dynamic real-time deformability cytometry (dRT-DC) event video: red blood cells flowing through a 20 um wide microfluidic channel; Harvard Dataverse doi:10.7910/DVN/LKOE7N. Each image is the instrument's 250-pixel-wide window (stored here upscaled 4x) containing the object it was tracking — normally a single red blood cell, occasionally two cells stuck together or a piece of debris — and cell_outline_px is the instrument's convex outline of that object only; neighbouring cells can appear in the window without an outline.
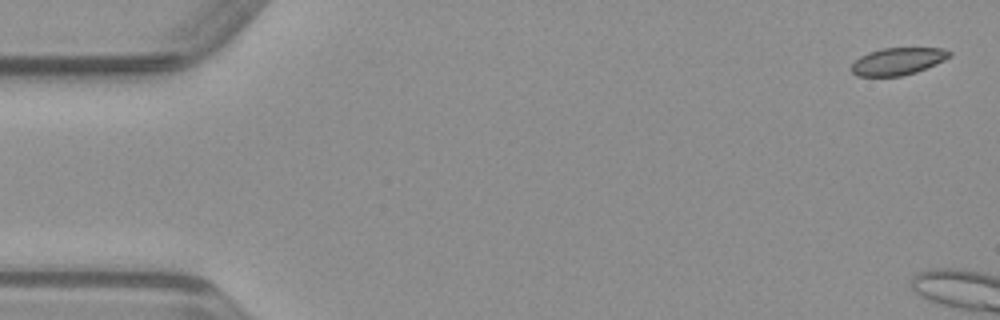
{"species": "common noctule bat (a hibernating species)", "species_latin": "Nyctalus noctula", "temperature_condition": "warm", "stored_images_in_passage": 9, "camera_frame_rate_fps": 3000, "um_per_image_px": 0.085, "animal": {"sex": "male", "body_mass_g": 23.1, "forearm_length_mm": 52.7}, "frame": {"image": 1, "passage_image": 2, "time_ms": 0.333, "image_size_px": [1000, 320], "cell_outline_px": [[952, 56], [936, 64], [916, 72], [900, 76], [856, 76], [848, 68], [860, 56], [868, 52], [884, 48], [944, 48], [952, 52]], "centroid_in_image_um": [76.31, 5.21], "position_along_channel_um": 8.7, "area_um2": 15.66}}